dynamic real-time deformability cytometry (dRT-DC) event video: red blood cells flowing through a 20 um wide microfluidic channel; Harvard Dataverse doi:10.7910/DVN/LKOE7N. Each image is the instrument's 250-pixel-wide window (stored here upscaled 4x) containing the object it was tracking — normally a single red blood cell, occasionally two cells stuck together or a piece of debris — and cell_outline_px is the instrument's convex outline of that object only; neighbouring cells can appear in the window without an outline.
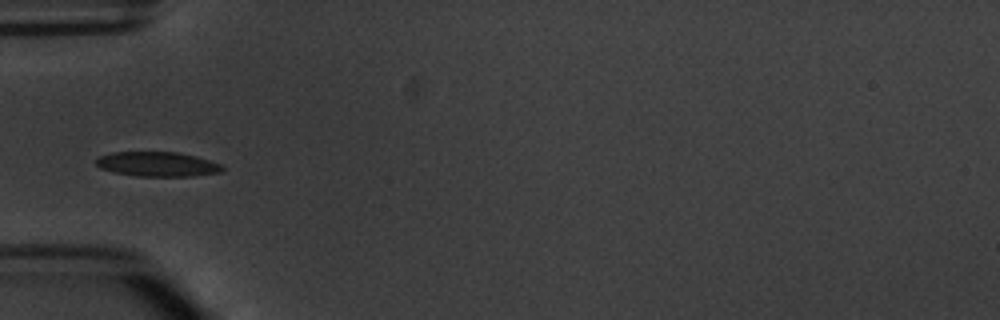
{"species": "common noctule bat (a hibernating species)", "species_latin": "Nyctalus noctula", "temperature_condition": "warm", "stored_images_in_passage": 5, "camera_frame_rate_fps": 3000, "um_per_image_px": 0.085, "animal": {"sex": "male", "body_mass_g": 20.1, "forearm_length_mm": 53.5}, "frame": {"image": 1, "passage_image": 4, "time_ms": 3.667, "image_size_px": [1000, 320], "cell_outline_px": [[224, 172], [192, 176], [136, 176], [116, 172], [100, 168], [96, 164], [96, 160], [100, 156], [112, 152], [176, 152], [196, 156], [220, 164], [224, 168]], "centroid_in_image_um": [13.4, 13.95], "position_along_channel_um": 71.6, "area_um2": 18.03}}